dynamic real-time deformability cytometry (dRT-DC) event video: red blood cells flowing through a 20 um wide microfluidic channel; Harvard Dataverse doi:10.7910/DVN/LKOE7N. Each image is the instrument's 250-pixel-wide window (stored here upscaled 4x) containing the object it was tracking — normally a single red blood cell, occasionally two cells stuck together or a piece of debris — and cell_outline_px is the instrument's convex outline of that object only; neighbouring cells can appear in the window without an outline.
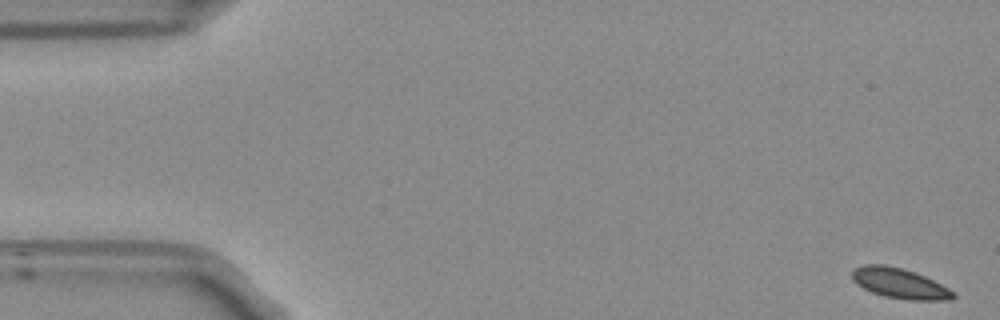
{"species": "Egyptian fruit bat (a non-hibernating species)", "species_latin": "Rousettus aegyptiacus", "temperature_condition": "room temperature", "stored_images_in_passage": 55, "segment_of_instrument_passage": [1, 2], "camera_frame_rate_fps": 3000, "um_per_image_px": 0.085, "frame": {"image": 1, "passage_image": 1, "time_ms": 0.0, "image_size_px": [1000, 320], "cell_outline_px": [[956, 296], [948, 300], [908, 300], [884, 296], [872, 292], [856, 284], [852, 280], [852, 268], [864, 264], [884, 264], [900, 268], [924, 276], [956, 292]], "centroid_in_image_um": [76.43, 24.08], "position_along_channel_um": 8.6, "area_um2": 17.74}}
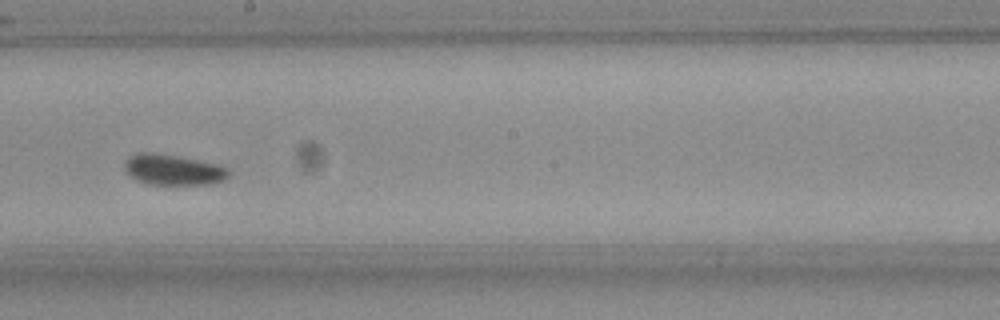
{"frame": {"image": 2, "passage_image": 30, "time_ms": 9.667, "image_size_px": [1000, 320], "cell_outline_px": [[228, 176], [224, 180], [216, 184], [144, 184], [136, 180], [124, 168], [124, 160], [128, 156], [136, 152], [152, 152], [176, 156], [216, 164], [228, 168]], "centroid_in_image_um": [14.68, 14.43], "position_along_channel_um": 233.5, "area_um2": 18.61}}
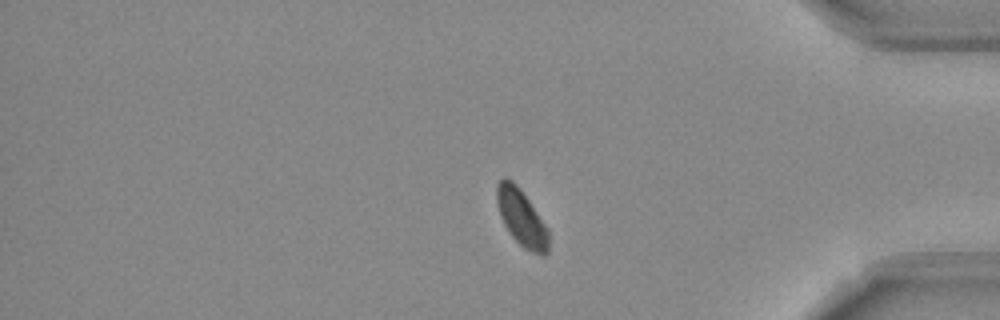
{"frame": {"image": 3, "passage_image": 45, "time_ms": 14.667, "image_size_px": [1000, 320], "cell_outline_px": [[548, 252], [544, 256], [540, 256], [524, 248], [512, 236], [504, 224], [500, 216], [496, 200], [496, 188], [500, 180], [504, 176], [512, 180], [520, 188], [548, 228]], "centroid_in_image_um": [44.33, 18.51], "position_along_channel_um": 390.9, "area_um2": 17.05}}